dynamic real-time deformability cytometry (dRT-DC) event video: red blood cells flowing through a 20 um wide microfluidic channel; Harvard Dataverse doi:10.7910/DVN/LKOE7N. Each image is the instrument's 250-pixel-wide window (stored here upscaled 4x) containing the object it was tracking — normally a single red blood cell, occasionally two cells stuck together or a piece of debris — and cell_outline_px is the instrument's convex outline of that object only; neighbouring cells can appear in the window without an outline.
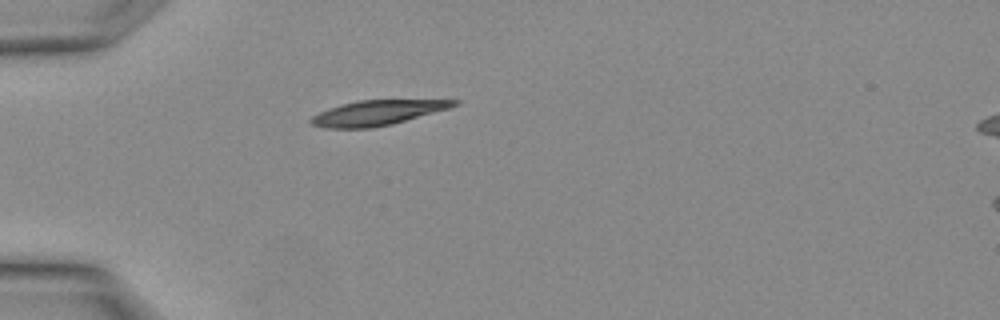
{"species": "Egyptian fruit bat (a non-hibernating species)", "species_latin": "Rousettus aegyptiacus", "temperature_condition": "warm", "stored_images_in_passage": 23, "camera_frame_rate_fps": 3000, "um_per_image_px": 0.085, "animal": {"sex": "female"}, "frame": {"image": 1, "passage_image": 1, "time_ms": 0.0, "image_size_px": [1000, 320], "cell_outline_px": [[460, 104], [448, 108], [392, 124], [368, 128], [324, 128], [312, 124], [308, 120], [312, 116], [328, 108], [340, 104], [360, 100], [460, 100]], "centroid_in_image_um": [32.03, 9.58], "position_along_channel_um": 53.0, "area_um2": 20.58}}
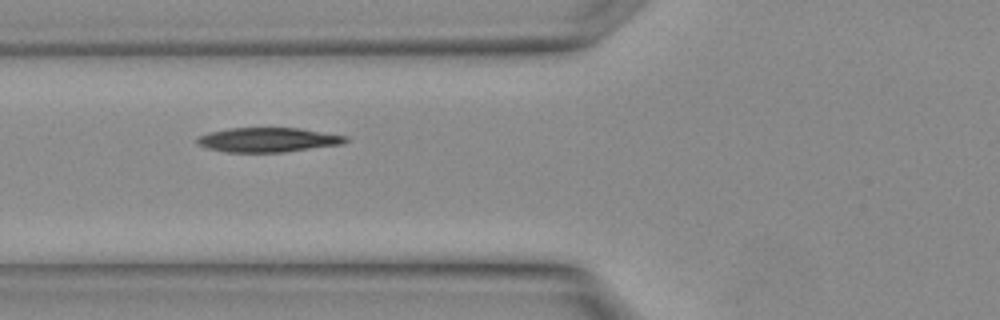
{"frame": {"image": 2, "passage_image": 4, "time_ms": 1.0, "image_size_px": [1000, 320], "cell_outline_px": [[348, 140], [340, 144], [280, 152], [224, 152], [208, 148], [200, 144], [196, 140], [200, 136], [208, 132], [228, 128], [300, 128], [348, 136]], "centroid_in_image_um": [22.76, 11.87], "position_along_channel_um": 103.0, "area_um2": 20.87}}